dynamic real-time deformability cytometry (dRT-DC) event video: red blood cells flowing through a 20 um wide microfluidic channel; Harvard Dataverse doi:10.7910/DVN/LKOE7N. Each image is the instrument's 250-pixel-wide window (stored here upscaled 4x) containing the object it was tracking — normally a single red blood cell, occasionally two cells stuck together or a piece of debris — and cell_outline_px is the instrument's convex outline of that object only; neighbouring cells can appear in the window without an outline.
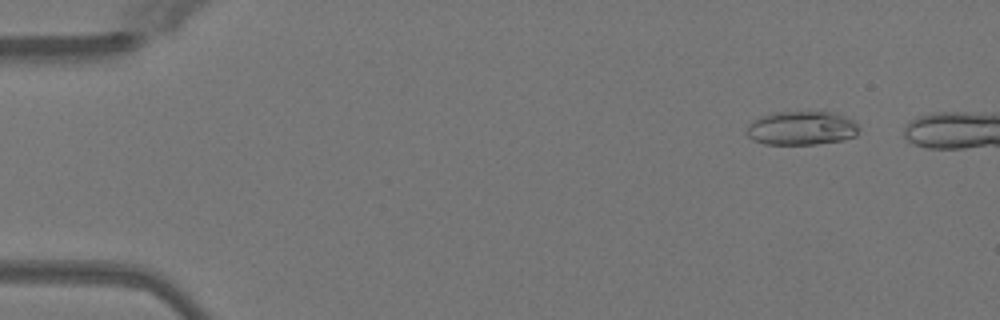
{"species": "Egyptian fruit bat (a non-hibernating species)", "species_latin": "Rousettus aegyptiacus", "temperature_condition": "warm", "stored_images_in_passage": 10, "camera_frame_rate_fps": 3000, "um_per_image_px": 0.085, "animal": {"sex": "female"}, "frame": {"image": 1, "passage_image": 5, "time_ms": 1.333, "image_size_px": [1000, 320], "cell_outline_px": [[856, 136], [844, 140], [816, 144], [764, 144], [752, 140], [744, 132], [748, 124], [752, 120], [760, 116], [772, 112], [832, 112], [844, 116], [852, 120], [856, 124]], "centroid_in_image_um": [68.05, 10.89], "position_along_channel_um": 16.9, "area_um2": 22.25}}